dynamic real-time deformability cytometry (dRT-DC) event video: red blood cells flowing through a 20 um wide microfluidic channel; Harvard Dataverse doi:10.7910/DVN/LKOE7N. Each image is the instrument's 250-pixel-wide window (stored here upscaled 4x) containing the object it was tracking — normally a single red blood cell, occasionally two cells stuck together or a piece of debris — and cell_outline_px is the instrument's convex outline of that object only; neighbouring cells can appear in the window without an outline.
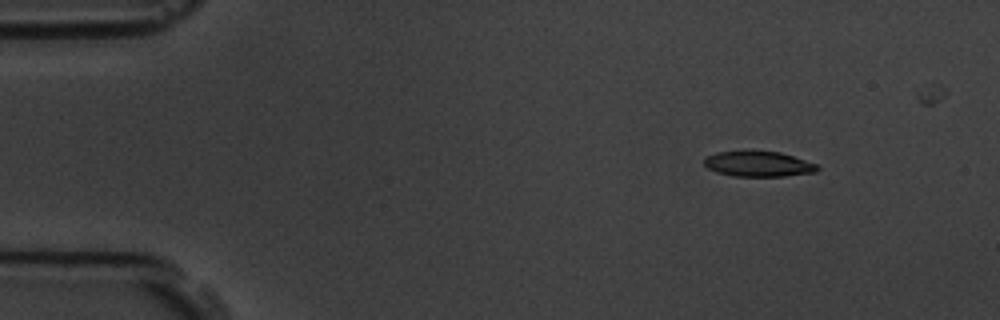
{"species": "common noctule bat (a hibernating species)", "species_latin": "Nyctalus noctula", "temperature_condition": "room temperature", "stored_images_in_passage": 5, "camera_frame_rate_fps": 3000, "um_per_image_px": 0.085, "animal": {"sex": "male", "body_mass_g": 19.5, "forearm_length_mm": 54.6}, "frame": {"image": 1, "passage_image": 2, "time_ms": 1.333, "image_size_px": [1000, 320], "cell_outline_px": [[820, 168], [816, 172], [784, 176], [732, 176], [716, 172], [708, 168], [704, 164], [704, 156], [716, 152], [744, 148], [752, 148], [780, 152], [816, 164]], "centroid_in_image_um": [64.38, 13.88], "position_along_channel_um": 20.6, "area_um2": 17.51}}
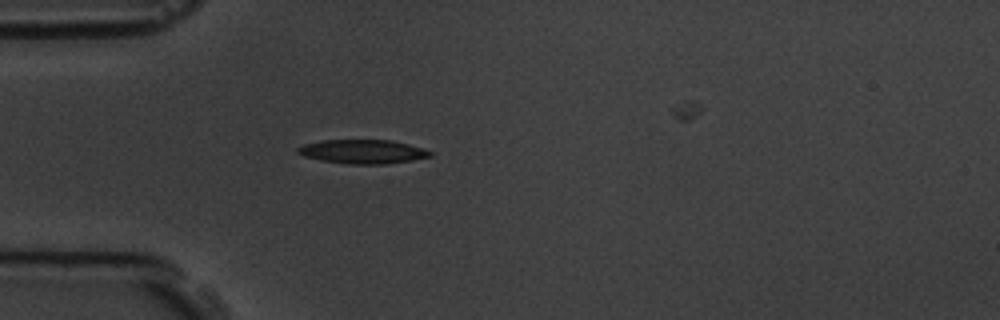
{"frame": {"image": 2, "passage_image": 4, "time_ms": 4.333, "image_size_px": [1000, 320], "cell_outline_px": [[432, 156], [412, 160], [384, 164], [352, 164], [320, 160], [304, 156], [296, 152], [296, 148], [304, 144], [320, 140], [392, 140], [424, 148], [432, 152]], "centroid_in_image_um": [30.82, 12.88], "position_along_channel_um": 54.2, "area_um2": 18.5}}